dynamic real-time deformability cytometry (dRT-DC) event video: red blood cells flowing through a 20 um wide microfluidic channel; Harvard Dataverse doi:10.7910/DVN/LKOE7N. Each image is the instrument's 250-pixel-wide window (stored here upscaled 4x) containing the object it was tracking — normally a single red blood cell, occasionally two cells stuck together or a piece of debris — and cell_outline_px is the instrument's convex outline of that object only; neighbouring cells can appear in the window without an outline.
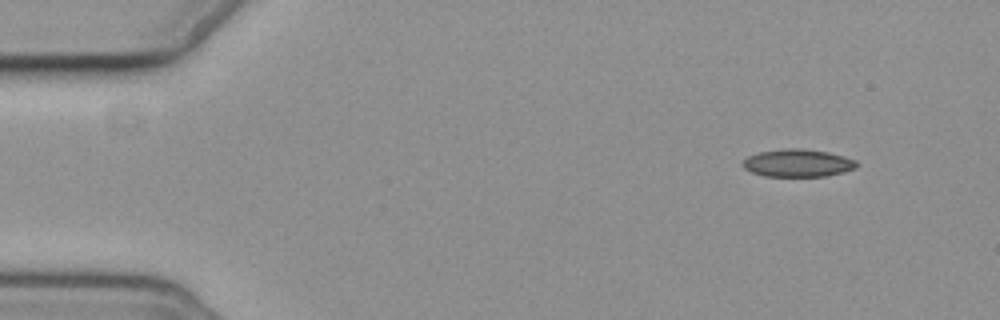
{"species": "common noctule bat (a hibernating species)", "species_latin": "Nyctalus noctula", "temperature_condition": "cold", "stored_images_in_passage": 7, "camera_frame_rate_fps": 3000, "um_per_image_px": 0.085, "animal": {"sex": "female", "body_mass_g": 19.3, "forearm_length_mm": 54.1}, "frame": {"image": 1, "passage_image": 1, "time_ms": 0.0, "image_size_px": [1000, 320], "cell_outline_px": [[860, 164], [856, 168], [844, 172], [828, 176], [764, 176], [752, 172], [744, 168], [740, 164], [748, 156], [760, 152], [784, 148], [804, 148], [828, 152], [844, 156], [856, 160]], "centroid_in_image_um": [67.84, 13.85], "position_along_channel_um": 17.2, "area_um2": 18.55}}
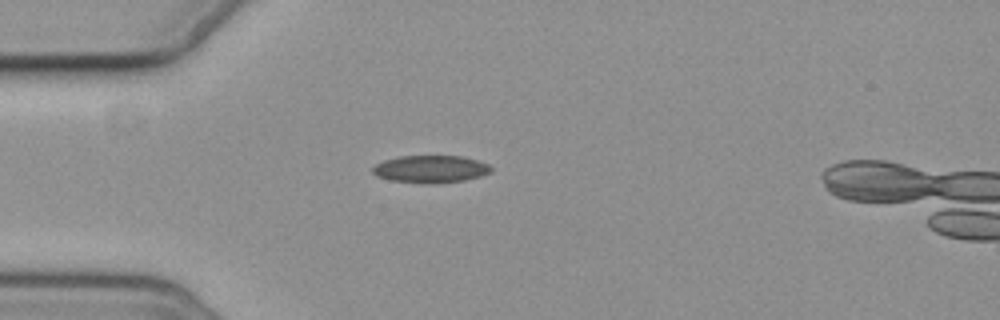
{"frame": {"image": 2, "passage_image": 4, "time_ms": 3.333, "image_size_px": [1000, 320], "cell_outline_px": [[492, 172], [480, 176], [464, 180], [436, 184], [420, 184], [392, 180], [376, 176], [372, 172], [372, 168], [376, 164], [384, 160], [400, 156], [464, 156], [488, 164], [492, 168]], "centroid_in_image_um": [36.6, 14.38], "position_along_channel_um": 48.4, "area_um2": 19.07}}
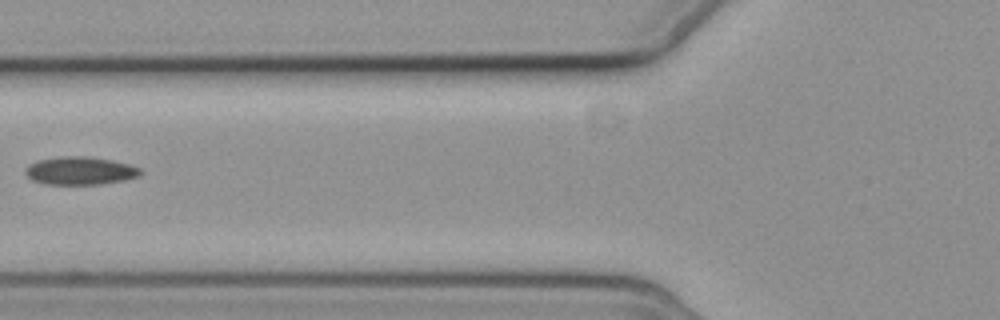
{"frame": {"image": 3, "passage_image": 6, "time_ms": 5.667, "image_size_px": [1000, 320], "cell_outline_px": [[144, 172], [140, 176], [124, 180], [100, 184], [44, 184], [32, 180], [24, 172], [28, 164], [36, 160], [64, 156], [92, 156], [132, 164], [140, 168]], "centroid_in_image_um": [6.84, 14.5], "position_along_channel_um": 119.0, "area_um2": 19.07}}